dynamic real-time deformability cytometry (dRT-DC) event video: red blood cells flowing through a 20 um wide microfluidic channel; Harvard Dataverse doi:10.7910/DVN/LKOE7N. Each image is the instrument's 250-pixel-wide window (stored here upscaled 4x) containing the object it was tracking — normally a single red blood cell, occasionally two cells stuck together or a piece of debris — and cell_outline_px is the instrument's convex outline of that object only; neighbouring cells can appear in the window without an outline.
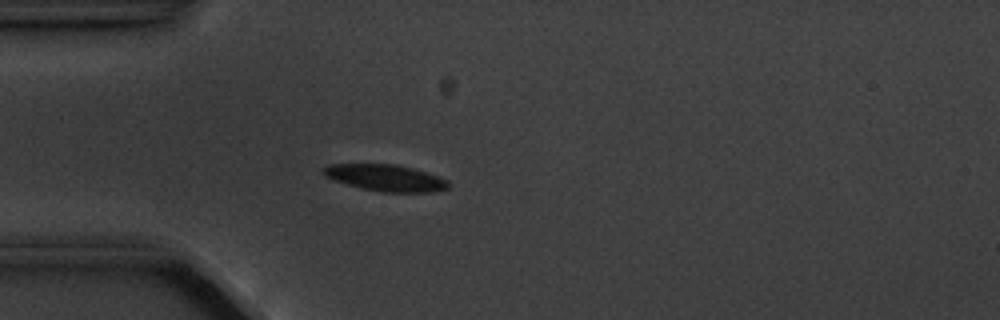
{"species": "common noctule bat (a hibernating species)", "species_latin": "Nyctalus noctula", "temperature_condition": "cold", "stored_images_in_passage": 4, "camera_frame_rate_fps": 3000, "um_per_image_px": 0.085, "animal": {"sex": "male", "body_mass_g": 20.1, "forearm_length_mm": 53.5}, "frame": {"image": 1, "passage_image": 4, "time_ms": 3.333, "image_size_px": [1000, 320], "cell_outline_px": [[448, 188], [432, 192], [380, 192], [360, 188], [332, 180], [324, 176], [320, 172], [320, 168], [328, 164], [396, 164], [412, 168], [448, 180]], "centroid_in_image_um": [32.67, 15.11], "position_along_channel_um": 52.3, "area_um2": 19.48}}